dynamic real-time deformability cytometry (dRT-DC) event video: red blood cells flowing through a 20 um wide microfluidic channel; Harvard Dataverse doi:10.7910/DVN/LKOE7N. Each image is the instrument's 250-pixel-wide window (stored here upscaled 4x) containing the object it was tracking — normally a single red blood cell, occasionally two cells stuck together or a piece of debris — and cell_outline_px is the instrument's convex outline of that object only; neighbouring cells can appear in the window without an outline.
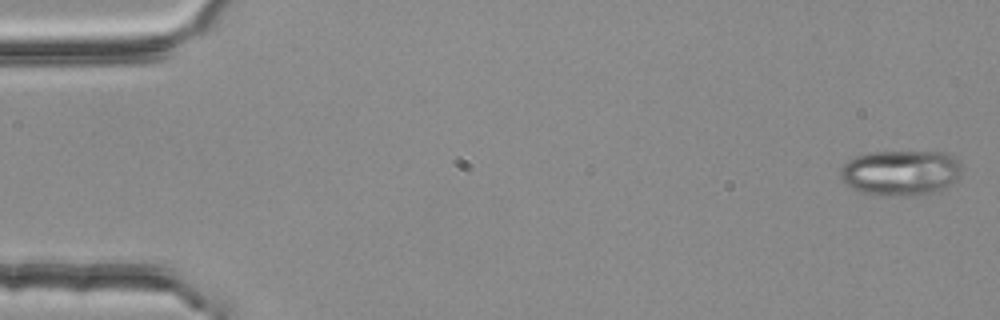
{"species": "common noctule bat (a hibernating species)", "species_latin": "Nyctalus noctula", "temperature_condition": "room temperature", "stored_images_in_passage": 3, "camera_frame_rate_fps": 3000, "um_per_image_px": 0.085, "animal": {"sex": "female", "body_mass_g": 25.1}, "frame": {"image": 1, "passage_image": 1, "time_ms": 0.0, "image_size_px": [1000, 320], "cell_outline_px": [[960, 176], [956, 180], [940, 192], [928, 196], [872, 196], [860, 192], [840, 180], [840, 168], [848, 160], [856, 156], [872, 152], [944, 152], [960, 160]], "centroid_in_image_um": [76.57, 14.72], "position_along_channel_um": 8.4, "area_um2": 32.95}}
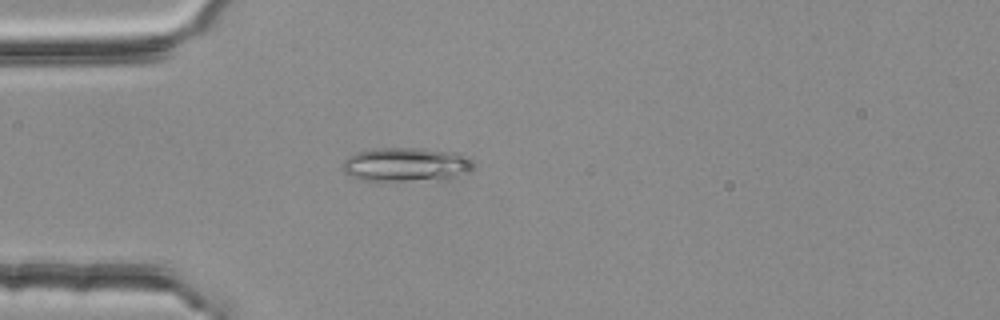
{"frame": {"image": 2, "passage_image": 3, "time_ms": 0.667, "image_size_px": [1000, 320], "cell_outline_px": [[476, 164], [472, 168], [448, 180], [396, 184], [360, 180], [344, 172], [340, 164], [348, 156], [356, 152], [380, 148], [420, 148], [464, 152]], "centroid_in_image_um": [34.54, 14.04], "position_along_channel_um": 50.5, "area_um2": 27.57}}